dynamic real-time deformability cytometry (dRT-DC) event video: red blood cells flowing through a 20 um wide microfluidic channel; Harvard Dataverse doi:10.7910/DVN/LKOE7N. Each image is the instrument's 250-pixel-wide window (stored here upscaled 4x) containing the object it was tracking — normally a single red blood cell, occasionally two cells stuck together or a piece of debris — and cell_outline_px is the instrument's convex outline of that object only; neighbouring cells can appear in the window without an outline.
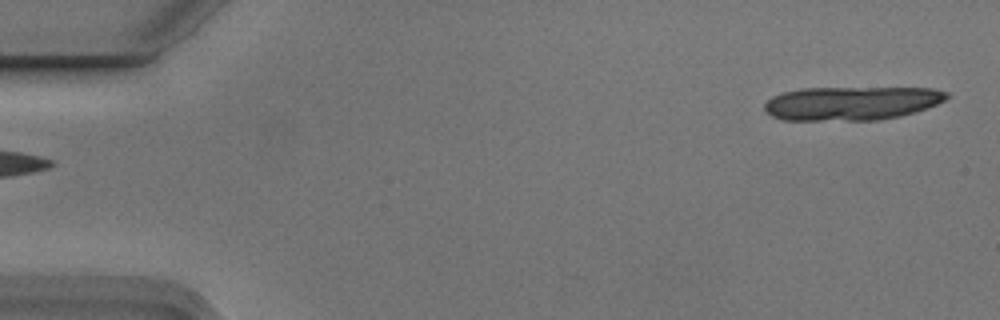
{"species": "Egyptian fruit bat (a non-hibernating species)", "species_latin": "Rousettus aegyptiacus", "temperature_condition": "cold", "stored_images_in_passage": 6, "segment_of_instrument_passage": [2, 2], "camera_frame_rate_fps": 3000, "um_per_image_px": 0.085, "animal": {"sex": "male"}, "frame": {"image": 1, "passage_image": 6, "time_ms": 1.667, "image_size_px": [1000, 320], "cell_outline_px": [[952, 96], [936, 104], [916, 112], [900, 116], [876, 120], [784, 120], [772, 116], [764, 108], [764, 104], [772, 96], [784, 92], [800, 88], [932, 88], [948, 92]], "centroid_in_image_um": [72.4, 8.77], "position_along_channel_um": 12.6, "area_um2": 35.89}}